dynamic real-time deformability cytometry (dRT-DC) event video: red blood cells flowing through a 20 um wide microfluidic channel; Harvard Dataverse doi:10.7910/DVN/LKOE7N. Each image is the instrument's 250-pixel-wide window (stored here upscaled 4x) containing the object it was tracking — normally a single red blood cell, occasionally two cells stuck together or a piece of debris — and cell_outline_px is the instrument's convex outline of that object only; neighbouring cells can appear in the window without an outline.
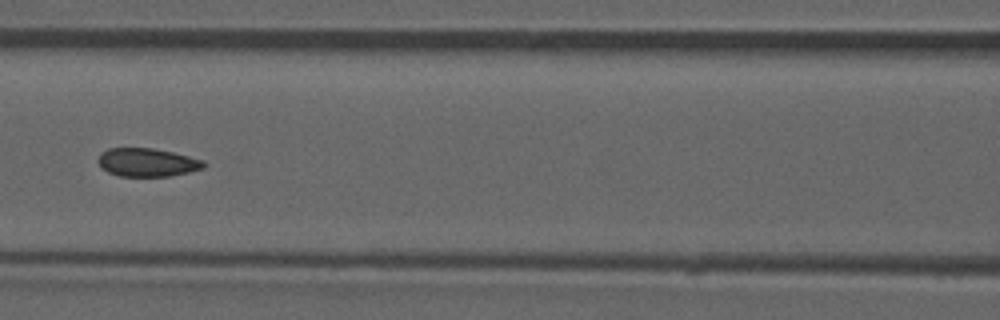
{"species": "common noctule bat (a hibernating species)", "species_latin": "Nyctalus noctula", "temperature_condition": "room temperature", "stored_images_in_passage": 52, "camera_frame_rate_fps": 3000, "um_per_image_px": 0.085, "animal": {"sex": "male", "forearm_length_mm": 52.5}, "frame": {"image": 1, "passage_image": 23, "time_ms": 7.333, "image_size_px": [1000, 320], "cell_outline_px": [[208, 164], [204, 168], [188, 172], [168, 176], [120, 176], [108, 172], [100, 168], [96, 160], [100, 152], [108, 148], [152, 148], [172, 152], [204, 160]], "centroid_in_image_um": [12.48, 13.8], "position_along_channel_um": 154.1, "area_um2": 17.63}, "authors_computed_cell_mechanics": {"area_um2": 18.0914, "velocity_mm_per_s": 3.9389, "shape_relaxation_time_tau1_ms": null, "shape_relaxation_time_tau2_ms": 1.0738, "deformation_change_tau1": null, "deformation_change_tau2": 0.0558}}